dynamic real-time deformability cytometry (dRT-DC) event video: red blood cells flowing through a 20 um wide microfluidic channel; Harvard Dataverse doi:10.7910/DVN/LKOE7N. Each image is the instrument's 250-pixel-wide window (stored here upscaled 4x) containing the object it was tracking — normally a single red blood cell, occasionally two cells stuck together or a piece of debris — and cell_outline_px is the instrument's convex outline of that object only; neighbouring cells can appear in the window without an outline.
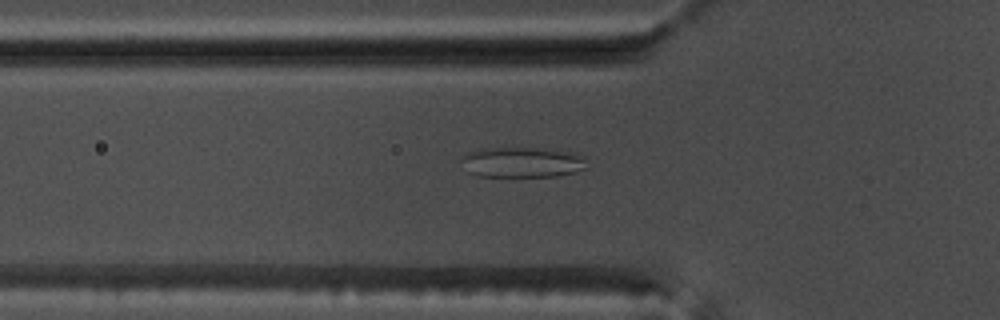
{"species": "common noctule bat (a hibernating species)", "species_latin": "Nyctalus noctula", "temperature_condition": "warm", "stored_images_in_passage": 54, "camera_frame_rate_fps": 3000, "um_per_image_px": 0.085, "animal": {"sex": "male", "body_mass_g": 17.5, "forearm_length_mm": 52.3}, "frame": {"image": 1, "passage_image": 19, "time_ms": 6.0, "image_size_px": [1000, 320], "cell_outline_px": [[588, 168], [576, 172], [556, 176], [480, 176], [468, 172], [460, 160], [468, 152], [496, 148], [544, 148], [568, 152], [584, 156]], "centroid_in_image_um": [44.44, 13.8], "position_along_channel_um": 81.4, "area_um2": 22.02}}
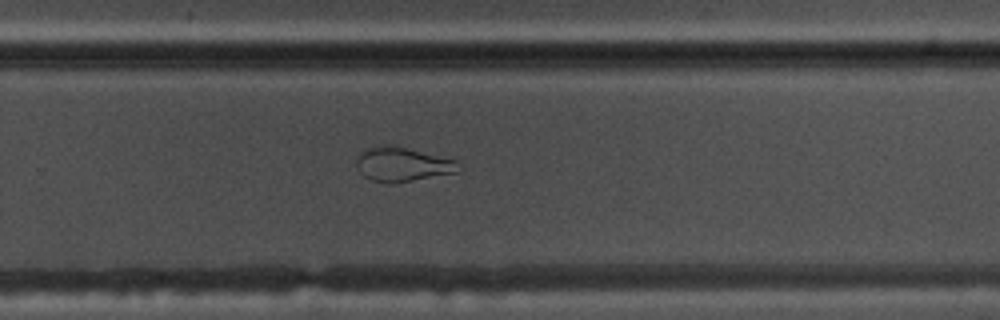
{"frame": {"image": 2, "passage_image": 36, "time_ms": 11.667, "image_size_px": [1000, 320], "cell_outline_px": [[456, 172], [392, 184], [388, 184], [372, 180], [364, 176], [360, 172], [356, 164], [356, 160], [360, 152], [364, 148], [380, 144], [392, 144], [456, 160]], "centroid_in_image_um": [34.1, 13.95], "position_along_channel_um": 295.7, "area_um2": 20.35}}
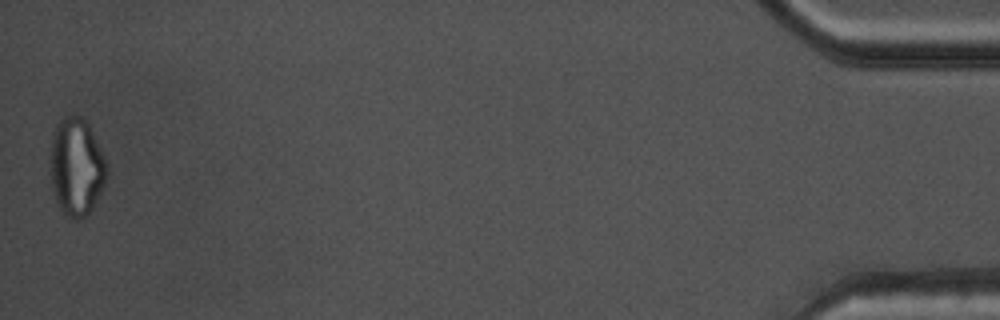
{"frame": {"image": 3, "passage_image": 54, "time_ms": 17.667, "image_size_px": [1000, 320], "cell_outline_px": [[108, 172], [104, 184], [92, 208], [84, 216], [76, 220], [68, 216], [60, 208], [56, 200], [52, 188], [48, 156], [52, 132], [56, 124], [64, 116], [80, 116], [88, 124], [104, 156], [108, 168]], "centroid_in_image_um": [6.45, 14.15], "position_along_channel_um": 428.7, "area_um2": 32.31}}